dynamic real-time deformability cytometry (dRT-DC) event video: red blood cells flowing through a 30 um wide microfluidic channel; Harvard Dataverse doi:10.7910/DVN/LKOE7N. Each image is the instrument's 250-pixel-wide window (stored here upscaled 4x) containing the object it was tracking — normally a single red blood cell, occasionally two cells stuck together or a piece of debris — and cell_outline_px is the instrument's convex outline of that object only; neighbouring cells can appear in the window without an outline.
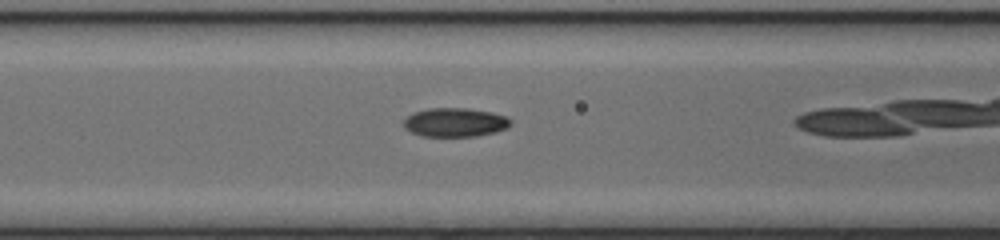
{"species": "common noctule bat (a hibernating species)", "species_latin": "Nyctalus noctula", "temperature_condition": "cold", "stored_images_in_passage": 28, "camera_frame_rate_fps": 3000, "um_per_image_px": 0.085, "animal": {"sex": "female", "body_mass_g": 17.0, "forearm_length_mm": 48.0}, "frame": {"image": 1, "passage_image": 9, "time_ms": 2.667, "image_size_px": [1000, 240], "cell_outline_px": [[512, 124], [508, 128], [496, 132], [476, 136], [420, 136], [404, 128], [404, 120], [412, 112], [428, 108], [468, 108], [492, 112], [508, 116], [512, 120]], "centroid_in_image_um": [38.72, 10.39], "position_along_channel_um": 127.9, "area_um2": 18.26}}
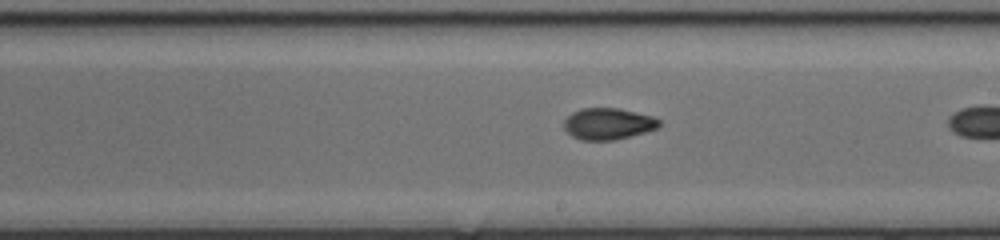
{"frame": {"image": 2, "passage_image": 17, "time_ms": 5.333, "image_size_px": [1000, 240], "cell_outline_px": [[660, 124], [656, 128], [644, 132], [612, 140], [580, 140], [572, 136], [564, 128], [564, 120], [572, 112], [580, 108], [620, 108], [652, 116], [660, 120]], "centroid_in_image_um": [51.66, 10.51], "position_along_channel_um": 237.3, "area_um2": 17.34}}
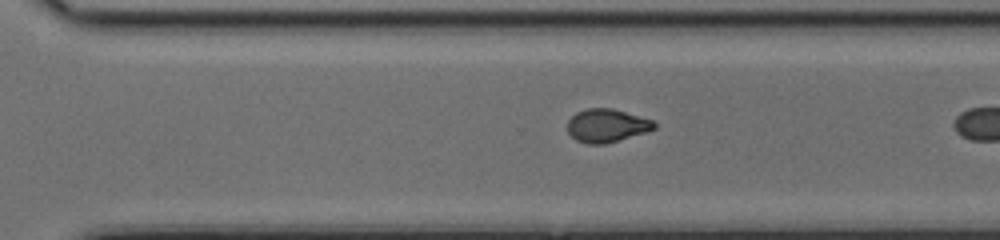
{"frame": {"image": 3, "passage_image": 23, "time_ms": 7.333, "image_size_px": [1000, 240], "cell_outline_px": [[656, 128], [648, 132], [604, 144], [588, 144], [576, 140], [568, 132], [568, 120], [576, 112], [588, 108], [612, 108], [652, 120], [656, 124]], "centroid_in_image_um": [51.57, 10.68], "position_along_channel_um": 319.0, "area_um2": 16.76}}